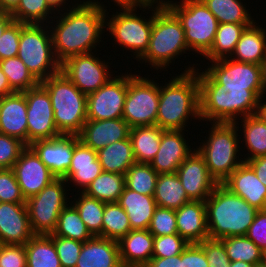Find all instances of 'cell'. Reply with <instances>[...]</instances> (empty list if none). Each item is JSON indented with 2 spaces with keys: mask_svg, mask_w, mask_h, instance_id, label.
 Returning <instances> with one entry per match:
<instances>
[{
  "mask_svg": "<svg viewBox=\"0 0 266 267\" xmlns=\"http://www.w3.org/2000/svg\"><path fill=\"white\" fill-rule=\"evenodd\" d=\"M185 68L180 75L159 85L156 125L164 130H186L189 117L200 119L199 81L196 67ZM186 124V125H185Z\"/></svg>",
  "mask_w": 266,
  "mask_h": 267,
  "instance_id": "cell-3",
  "label": "cell"
},
{
  "mask_svg": "<svg viewBox=\"0 0 266 267\" xmlns=\"http://www.w3.org/2000/svg\"><path fill=\"white\" fill-rule=\"evenodd\" d=\"M159 83L127 72V95L122 118L130 128L156 125Z\"/></svg>",
  "mask_w": 266,
  "mask_h": 267,
  "instance_id": "cell-11",
  "label": "cell"
},
{
  "mask_svg": "<svg viewBox=\"0 0 266 267\" xmlns=\"http://www.w3.org/2000/svg\"><path fill=\"white\" fill-rule=\"evenodd\" d=\"M68 0H46L48 5L57 13V12H62L63 10H66L67 2ZM66 5V6H65ZM64 8H63V7ZM59 8V9H58ZM63 9V10H62Z\"/></svg>",
  "mask_w": 266,
  "mask_h": 267,
  "instance_id": "cell-62",
  "label": "cell"
},
{
  "mask_svg": "<svg viewBox=\"0 0 266 267\" xmlns=\"http://www.w3.org/2000/svg\"><path fill=\"white\" fill-rule=\"evenodd\" d=\"M129 133L130 126L123 118L87 120L78 137L85 146L98 151L111 143L127 139Z\"/></svg>",
  "mask_w": 266,
  "mask_h": 267,
  "instance_id": "cell-22",
  "label": "cell"
},
{
  "mask_svg": "<svg viewBox=\"0 0 266 267\" xmlns=\"http://www.w3.org/2000/svg\"><path fill=\"white\" fill-rule=\"evenodd\" d=\"M189 243L179 234L154 236L152 257L168 258L181 254Z\"/></svg>",
  "mask_w": 266,
  "mask_h": 267,
  "instance_id": "cell-48",
  "label": "cell"
},
{
  "mask_svg": "<svg viewBox=\"0 0 266 267\" xmlns=\"http://www.w3.org/2000/svg\"><path fill=\"white\" fill-rule=\"evenodd\" d=\"M48 92L58 131L78 135L87 121V95L82 93L61 71L40 82Z\"/></svg>",
  "mask_w": 266,
  "mask_h": 267,
  "instance_id": "cell-7",
  "label": "cell"
},
{
  "mask_svg": "<svg viewBox=\"0 0 266 267\" xmlns=\"http://www.w3.org/2000/svg\"><path fill=\"white\" fill-rule=\"evenodd\" d=\"M0 202L26 203L12 168L0 169Z\"/></svg>",
  "mask_w": 266,
  "mask_h": 267,
  "instance_id": "cell-50",
  "label": "cell"
},
{
  "mask_svg": "<svg viewBox=\"0 0 266 267\" xmlns=\"http://www.w3.org/2000/svg\"><path fill=\"white\" fill-rule=\"evenodd\" d=\"M144 267H180V254L168 258L152 257Z\"/></svg>",
  "mask_w": 266,
  "mask_h": 267,
  "instance_id": "cell-57",
  "label": "cell"
},
{
  "mask_svg": "<svg viewBox=\"0 0 266 267\" xmlns=\"http://www.w3.org/2000/svg\"><path fill=\"white\" fill-rule=\"evenodd\" d=\"M125 188V175L103 171L83 191L104 203L117 202Z\"/></svg>",
  "mask_w": 266,
  "mask_h": 267,
  "instance_id": "cell-36",
  "label": "cell"
},
{
  "mask_svg": "<svg viewBox=\"0 0 266 267\" xmlns=\"http://www.w3.org/2000/svg\"><path fill=\"white\" fill-rule=\"evenodd\" d=\"M246 236L262 251L266 249V209L258 210Z\"/></svg>",
  "mask_w": 266,
  "mask_h": 267,
  "instance_id": "cell-54",
  "label": "cell"
},
{
  "mask_svg": "<svg viewBox=\"0 0 266 267\" xmlns=\"http://www.w3.org/2000/svg\"><path fill=\"white\" fill-rule=\"evenodd\" d=\"M56 178H63L74 153V135L37 140L28 145Z\"/></svg>",
  "mask_w": 266,
  "mask_h": 267,
  "instance_id": "cell-19",
  "label": "cell"
},
{
  "mask_svg": "<svg viewBox=\"0 0 266 267\" xmlns=\"http://www.w3.org/2000/svg\"><path fill=\"white\" fill-rule=\"evenodd\" d=\"M263 98L260 99L259 104L257 106L256 115L260 117V119L266 123V102L261 103Z\"/></svg>",
  "mask_w": 266,
  "mask_h": 267,
  "instance_id": "cell-63",
  "label": "cell"
},
{
  "mask_svg": "<svg viewBox=\"0 0 266 267\" xmlns=\"http://www.w3.org/2000/svg\"><path fill=\"white\" fill-rule=\"evenodd\" d=\"M54 242L62 267H76L83 242L49 234Z\"/></svg>",
  "mask_w": 266,
  "mask_h": 267,
  "instance_id": "cell-47",
  "label": "cell"
},
{
  "mask_svg": "<svg viewBox=\"0 0 266 267\" xmlns=\"http://www.w3.org/2000/svg\"><path fill=\"white\" fill-rule=\"evenodd\" d=\"M180 267H209L203 248L190 243L180 254Z\"/></svg>",
  "mask_w": 266,
  "mask_h": 267,
  "instance_id": "cell-55",
  "label": "cell"
},
{
  "mask_svg": "<svg viewBox=\"0 0 266 267\" xmlns=\"http://www.w3.org/2000/svg\"><path fill=\"white\" fill-rule=\"evenodd\" d=\"M117 203L128 215L132 230H145L149 228L154 210L157 207L153 195H143L125 186Z\"/></svg>",
  "mask_w": 266,
  "mask_h": 267,
  "instance_id": "cell-29",
  "label": "cell"
},
{
  "mask_svg": "<svg viewBox=\"0 0 266 267\" xmlns=\"http://www.w3.org/2000/svg\"><path fill=\"white\" fill-rule=\"evenodd\" d=\"M27 267H62L50 235L35 234L26 244Z\"/></svg>",
  "mask_w": 266,
  "mask_h": 267,
  "instance_id": "cell-34",
  "label": "cell"
},
{
  "mask_svg": "<svg viewBox=\"0 0 266 267\" xmlns=\"http://www.w3.org/2000/svg\"><path fill=\"white\" fill-rule=\"evenodd\" d=\"M10 87L6 74L0 68V97L14 93Z\"/></svg>",
  "mask_w": 266,
  "mask_h": 267,
  "instance_id": "cell-58",
  "label": "cell"
},
{
  "mask_svg": "<svg viewBox=\"0 0 266 267\" xmlns=\"http://www.w3.org/2000/svg\"><path fill=\"white\" fill-rule=\"evenodd\" d=\"M76 267H123L118 241L93 236L83 243Z\"/></svg>",
  "mask_w": 266,
  "mask_h": 267,
  "instance_id": "cell-27",
  "label": "cell"
},
{
  "mask_svg": "<svg viewBox=\"0 0 266 267\" xmlns=\"http://www.w3.org/2000/svg\"><path fill=\"white\" fill-rule=\"evenodd\" d=\"M199 81L200 122L234 123L248 115L256 114L263 90L226 88L206 70H195ZM238 118V119H237Z\"/></svg>",
  "mask_w": 266,
  "mask_h": 267,
  "instance_id": "cell-2",
  "label": "cell"
},
{
  "mask_svg": "<svg viewBox=\"0 0 266 267\" xmlns=\"http://www.w3.org/2000/svg\"><path fill=\"white\" fill-rule=\"evenodd\" d=\"M131 230L125 210L117 202L105 203L102 237L119 241Z\"/></svg>",
  "mask_w": 266,
  "mask_h": 267,
  "instance_id": "cell-41",
  "label": "cell"
},
{
  "mask_svg": "<svg viewBox=\"0 0 266 267\" xmlns=\"http://www.w3.org/2000/svg\"><path fill=\"white\" fill-rule=\"evenodd\" d=\"M78 198L71 201V204L77 209L82 221L92 236L102 237V222L105 203L92 198L82 191Z\"/></svg>",
  "mask_w": 266,
  "mask_h": 267,
  "instance_id": "cell-39",
  "label": "cell"
},
{
  "mask_svg": "<svg viewBox=\"0 0 266 267\" xmlns=\"http://www.w3.org/2000/svg\"><path fill=\"white\" fill-rule=\"evenodd\" d=\"M14 21L10 12L0 10V36Z\"/></svg>",
  "mask_w": 266,
  "mask_h": 267,
  "instance_id": "cell-59",
  "label": "cell"
},
{
  "mask_svg": "<svg viewBox=\"0 0 266 267\" xmlns=\"http://www.w3.org/2000/svg\"><path fill=\"white\" fill-rule=\"evenodd\" d=\"M27 102V146L62 135L56 125L48 92L39 84L23 92Z\"/></svg>",
  "mask_w": 266,
  "mask_h": 267,
  "instance_id": "cell-14",
  "label": "cell"
},
{
  "mask_svg": "<svg viewBox=\"0 0 266 267\" xmlns=\"http://www.w3.org/2000/svg\"><path fill=\"white\" fill-rule=\"evenodd\" d=\"M0 267H27L25 245L0 244Z\"/></svg>",
  "mask_w": 266,
  "mask_h": 267,
  "instance_id": "cell-53",
  "label": "cell"
},
{
  "mask_svg": "<svg viewBox=\"0 0 266 267\" xmlns=\"http://www.w3.org/2000/svg\"><path fill=\"white\" fill-rule=\"evenodd\" d=\"M254 22L243 31L231 59L261 65L266 59V30ZM257 25V26H256Z\"/></svg>",
  "mask_w": 266,
  "mask_h": 267,
  "instance_id": "cell-30",
  "label": "cell"
},
{
  "mask_svg": "<svg viewBox=\"0 0 266 267\" xmlns=\"http://www.w3.org/2000/svg\"><path fill=\"white\" fill-rule=\"evenodd\" d=\"M158 175L150 164L136 162L125 174V186L143 195H154Z\"/></svg>",
  "mask_w": 266,
  "mask_h": 267,
  "instance_id": "cell-45",
  "label": "cell"
},
{
  "mask_svg": "<svg viewBox=\"0 0 266 267\" xmlns=\"http://www.w3.org/2000/svg\"><path fill=\"white\" fill-rule=\"evenodd\" d=\"M17 56L39 82L60 72L48 24L21 23Z\"/></svg>",
  "mask_w": 266,
  "mask_h": 267,
  "instance_id": "cell-10",
  "label": "cell"
},
{
  "mask_svg": "<svg viewBox=\"0 0 266 267\" xmlns=\"http://www.w3.org/2000/svg\"><path fill=\"white\" fill-rule=\"evenodd\" d=\"M103 171L126 174L136 163L130 138L116 141L97 151Z\"/></svg>",
  "mask_w": 266,
  "mask_h": 267,
  "instance_id": "cell-31",
  "label": "cell"
},
{
  "mask_svg": "<svg viewBox=\"0 0 266 267\" xmlns=\"http://www.w3.org/2000/svg\"><path fill=\"white\" fill-rule=\"evenodd\" d=\"M255 267H266V265H265V264H262V263H260V264H257Z\"/></svg>",
  "mask_w": 266,
  "mask_h": 267,
  "instance_id": "cell-67",
  "label": "cell"
},
{
  "mask_svg": "<svg viewBox=\"0 0 266 267\" xmlns=\"http://www.w3.org/2000/svg\"><path fill=\"white\" fill-rule=\"evenodd\" d=\"M55 13L46 0H20L11 15L16 22L45 25L49 24ZM50 14H54L53 17Z\"/></svg>",
  "mask_w": 266,
  "mask_h": 267,
  "instance_id": "cell-44",
  "label": "cell"
},
{
  "mask_svg": "<svg viewBox=\"0 0 266 267\" xmlns=\"http://www.w3.org/2000/svg\"><path fill=\"white\" fill-rule=\"evenodd\" d=\"M0 133L27 145V102L23 92L0 97Z\"/></svg>",
  "mask_w": 266,
  "mask_h": 267,
  "instance_id": "cell-25",
  "label": "cell"
},
{
  "mask_svg": "<svg viewBox=\"0 0 266 267\" xmlns=\"http://www.w3.org/2000/svg\"><path fill=\"white\" fill-rule=\"evenodd\" d=\"M102 166L97 158V151L85 146L78 135H74V153L71 159L70 168L63 179L73 186H77L82 192L101 173ZM69 181V182H68ZM81 187V188H80Z\"/></svg>",
  "mask_w": 266,
  "mask_h": 267,
  "instance_id": "cell-23",
  "label": "cell"
},
{
  "mask_svg": "<svg viewBox=\"0 0 266 267\" xmlns=\"http://www.w3.org/2000/svg\"><path fill=\"white\" fill-rule=\"evenodd\" d=\"M112 1V0H111ZM152 0H113L116 6L124 7V6H141L146 3H149Z\"/></svg>",
  "mask_w": 266,
  "mask_h": 267,
  "instance_id": "cell-60",
  "label": "cell"
},
{
  "mask_svg": "<svg viewBox=\"0 0 266 267\" xmlns=\"http://www.w3.org/2000/svg\"><path fill=\"white\" fill-rule=\"evenodd\" d=\"M261 76L264 94H266V59L261 64Z\"/></svg>",
  "mask_w": 266,
  "mask_h": 267,
  "instance_id": "cell-64",
  "label": "cell"
},
{
  "mask_svg": "<svg viewBox=\"0 0 266 267\" xmlns=\"http://www.w3.org/2000/svg\"><path fill=\"white\" fill-rule=\"evenodd\" d=\"M0 68L15 92H24L40 84L18 56L0 60Z\"/></svg>",
  "mask_w": 266,
  "mask_h": 267,
  "instance_id": "cell-42",
  "label": "cell"
},
{
  "mask_svg": "<svg viewBox=\"0 0 266 267\" xmlns=\"http://www.w3.org/2000/svg\"><path fill=\"white\" fill-rule=\"evenodd\" d=\"M252 24L220 23L211 49L203 56L210 62L230 58L245 28Z\"/></svg>",
  "mask_w": 266,
  "mask_h": 267,
  "instance_id": "cell-35",
  "label": "cell"
},
{
  "mask_svg": "<svg viewBox=\"0 0 266 267\" xmlns=\"http://www.w3.org/2000/svg\"><path fill=\"white\" fill-rule=\"evenodd\" d=\"M245 162L253 169L258 179L266 186V155Z\"/></svg>",
  "mask_w": 266,
  "mask_h": 267,
  "instance_id": "cell-56",
  "label": "cell"
},
{
  "mask_svg": "<svg viewBox=\"0 0 266 267\" xmlns=\"http://www.w3.org/2000/svg\"><path fill=\"white\" fill-rule=\"evenodd\" d=\"M210 63L205 70L223 87L263 90L261 65L238 62L231 58Z\"/></svg>",
  "mask_w": 266,
  "mask_h": 267,
  "instance_id": "cell-16",
  "label": "cell"
},
{
  "mask_svg": "<svg viewBox=\"0 0 266 267\" xmlns=\"http://www.w3.org/2000/svg\"><path fill=\"white\" fill-rule=\"evenodd\" d=\"M243 123V141H245L246 149L248 150V155L241 158L245 161L266 155V123H264L258 115H248L241 119Z\"/></svg>",
  "mask_w": 266,
  "mask_h": 267,
  "instance_id": "cell-37",
  "label": "cell"
},
{
  "mask_svg": "<svg viewBox=\"0 0 266 267\" xmlns=\"http://www.w3.org/2000/svg\"><path fill=\"white\" fill-rule=\"evenodd\" d=\"M262 264L266 265V249L262 251Z\"/></svg>",
  "mask_w": 266,
  "mask_h": 267,
  "instance_id": "cell-66",
  "label": "cell"
},
{
  "mask_svg": "<svg viewBox=\"0 0 266 267\" xmlns=\"http://www.w3.org/2000/svg\"><path fill=\"white\" fill-rule=\"evenodd\" d=\"M208 237L246 236L258 209L218 184L205 201Z\"/></svg>",
  "mask_w": 266,
  "mask_h": 267,
  "instance_id": "cell-4",
  "label": "cell"
},
{
  "mask_svg": "<svg viewBox=\"0 0 266 267\" xmlns=\"http://www.w3.org/2000/svg\"><path fill=\"white\" fill-rule=\"evenodd\" d=\"M163 131L157 125L130 128L129 138L137 163L150 164L159 150Z\"/></svg>",
  "mask_w": 266,
  "mask_h": 267,
  "instance_id": "cell-32",
  "label": "cell"
},
{
  "mask_svg": "<svg viewBox=\"0 0 266 267\" xmlns=\"http://www.w3.org/2000/svg\"><path fill=\"white\" fill-rule=\"evenodd\" d=\"M154 236L145 230H131L118 241L123 267H144L152 258Z\"/></svg>",
  "mask_w": 266,
  "mask_h": 267,
  "instance_id": "cell-28",
  "label": "cell"
},
{
  "mask_svg": "<svg viewBox=\"0 0 266 267\" xmlns=\"http://www.w3.org/2000/svg\"><path fill=\"white\" fill-rule=\"evenodd\" d=\"M108 63L99 59L98 55L96 57L93 52L80 54L61 63L60 71L82 93L88 95L97 91L114 76L110 72Z\"/></svg>",
  "mask_w": 266,
  "mask_h": 267,
  "instance_id": "cell-13",
  "label": "cell"
},
{
  "mask_svg": "<svg viewBox=\"0 0 266 267\" xmlns=\"http://www.w3.org/2000/svg\"><path fill=\"white\" fill-rule=\"evenodd\" d=\"M256 265L244 262V261H234L230 263V267H255Z\"/></svg>",
  "mask_w": 266,
  "mask_h": 267,
  "instance_id": "cell-65",
  "label": "cell"
},
{
  "mask_svg": "<svg viewBox=\"0 0 266 267\" xmlns=\"http://www.w3.org/2000/svg\"><path fill=\"white\" fill-rule=\"evenodd\" d=\"M26 147L20 139L0 133V169L13 168Z\"/></svg>",
  "mask_w": 266,
  "mask_h": 267,
  "instance_id": "cell-49",
  "label": "cell"
},
{
  "mask_svg": "<svg viewBox=\"0 0 266 267\" xmlns=\"http://www.w3.org/2000/svg\"><path fill=\"white\" fill-rule=\"evenodd\" d=\"M67 182L56 178L37 195L26 200L30 226L34 234L49 235L56 228L58 217L69 204Z\"/></svg>",
  "mask_w": 266,
  "mask_h": 267,
  "instance_id": "cell-12",
  "label": "cell"
},
{
  "mask_svg": "<svg viewBox=\"0 0 266 267\" xmlns=\"http://www.w3.org/2000/svg\"><path fill=\"white\" fill-rule=\"evenodd\" d=\"M198 244L205 252L209 267H230L231 261L220 240L207 239Z\"/></svg>",
  "mask_w": 266,
  "mask_h": 267,
  "instance_id": "cell-52",
  "label": "cell"
},
{
  "mask_svg": "<svg viewBox=\"0 0 266 267\" xmlns=\"http://www.w3.org/2000/svg\"><path fill=\"white\" fill-rule=\"evenodd\" d=\"M112 77L97 91L87 95V120L122 118L127 95V73Z\"/></svg>",
  "mask_w": 266,
  "mask_h": 267,
  "instance_id": "cell-15",
  "label": "cell"
},
{
  "mask_svg": "<svg viewBox=\"0 0 266 267\" xmlns=\"http://www.w3.org/2000/svg\"><path fill=\"white\" fill-rule=\"evenodd\" d=\"M156 1H150L144 5L139 6L140 10L144 12L152 11L149 18L137 12L138 6H124L120 7L119 12L113 14L111 18L108 16L109 12L106 9V29L109 31L118 46L122 47L123 51L131 50L134 52L135 59L139 60L148 50L151 32L153 28V18L155 15ZM122 11V12H121ZM109 18V19H108Z\"/></svg>",
  "mask_w": 266,
  "mask_h": 267,
  "instance_id": "cell-8",
  "label": "cell"
},
{
  "mask_svg": "<svg viewBox=\"0 0 266 267\" xmlns=\"http://www.w3.org/2000/svg\"><path fill=\"white\" fill-rule=\"evenodd\" d=\"M184 130H164L160 147L150 166L158 174L176 173L181 163L194 151L185 139Z\"/></svg>",
  "mask_w": 266,
  "mask_h": 267,
  "instance_id": "cell-21",
  "label": "cell"
},
{
  "mask_svg": "<svg viewBox=\"0 0 266 267\" xmlns=\"http://www.w3.org/2000/svg\"><path fill=\"white\" fill-rule=\"evenodd\" d=\"M220 23L253 24L256 20L242 0H201Z\"/></svg>",
  "mask_w": 266,
  "mask_h": 267,
  "instance_id": "cell-38",
  "label": "cell"
},
{
  "mask_svg": "<svg viewBox=\"0 0 266 267\" xmlns=\"http://www.w3.org/2000/svg\"><path fill=\"white\" fill-rule=\"evenodd\" d=\"M176 174L192 201H206L214 188L218 185L210 175L203 157L194 151L181 163Z\"/></svg>",
  "mask_w": 266,
  "mask_h": 267,
  "instance_id": "cell-17",
  "label": "cell"
},
{
  "mask_svg": "<svg viewBox=\"0 0 266 267\" xmlns=\"http://www.w3.org/2000/svg\"><path fill=\"white\" fill-rule=\"evenodd\" d=\"M153 198L158 207L173 210L191 201L176 173L158 175Z\"/></svg>",
  "mask_w": 266,
  "mask_h": 267,
  "instance_id": "cell-33",
  "label": "cell"
},
{
  "mask_svg": "<svg viewBox=\"0 0 266 267\" xmlns=\"http://www.w3.org/2000/svg\"><path fill=\"white\" fill-rule=\"evenodd\" d=\"M21 22L14 21L0 36V60L18 55Z\"/></svg>",
  "mask_w": 266,
  "mask_h": 267,
  "instance_id": "cell-51",
  "label": "cell"
},
{
  "mask_svg": "<svg viewBox=\"0 0 266 267\" xmlns=\"http://www.w3.org/2000/svg\"><path fill=\"white\" fill-rule=\"evenodd\" d=\"M188 50L180 20L163 2L156 1L149 47L138 61L161 71Z\"/></svg>",
  "mask_w": 266,
  "mask_h": 267,
  "instance_id": "cell-5",
  "label": "cell"
},
{
  "mask_svg": "<svg viewBox=\"0 0 266 267\" xmlns=\"http://www.w3.org/2000/svg\"><path fill=\"white\" fill-rule=\"evenodd\" d=\"M78 2L79 0L72 8L71 5L69 9L66 8V12H58L59 16L54 17L57 20L52 19L48 24L53 51L60 64L72 56L92 53V50L102 42L101 36L106 29L104 27H106L107 6L105 7L103 2L100 3L98 0Z\"/></svg>",
  "mask_w": 266,
  "mask_h": 267,
  "instance_id": "cell-1",
  "label": "cell"
},
{
  "mask_svg": "<svg viewBox=\"0 0 266 267\" xmlns=\"http://www.w3.org/2000/svg\"><path fill=\"white\" fill-rule=\"evenodd\" d=\"M148 231L153 236L178 234L175 210L157 206Z\"/></svg>",
  "mask_w": 266,
  "mask_h": 267,
  "instance_id": "cell-46",
  "label": "cell"
},
{
  "mask_svg": "<svg viewBox=\"0 0 266 267\" xmlns=\"http://www.w3.org/2000/svg\"><path fill=\"white\" fill-rule=\"evenodd\" d=\"M222 185L256 209H266V186L246 162L237 167Z\"/></svg>",
  "mask_w": 266,
  "mask_h": 267,
  "instance_id": "cell-24",
  "label": "cell"
},
{
  "mask_svg": "<svg viewBox=\"0 0 266 267\" xmlns=\"http://www.w3.org/2000/svg\"><path fill=\"white\" fill-rule=\"evenodd\" d=\"M163 3L180 20L189 51L204 56L211 49L219 25L213 13L201 0H165Z\"/></svg>",
  "mask_w": 266,
  "mask_h": 267,
  "instance_id": "cell-9",
  "label": "cell"
},
{
  "mask_svg": "<svg viewBox=\"0 0 266 267\" xmlns=\"http://www.w3.org/2000/svg\"><path fill=\"white\" fill-rule=\"evenodd\" d=\"M178 234L189 244L209 239L205 201H190L175 210Z\"/></svg>",
  "mask_w": 266,
  "mask_h": 267,
  "instance_id": "cell-26",
  "label": "cell"
},
{
  "mask_svg": "<svg viewBox=\"0 0 266 267\" xmlns=\"http://www.w3.org/2000/svg\"><path fill=\"white\" fill-rule=\"evenodd\" d=\"M54 235L86 242L93 236L82 221L77 209L69 202L58 217Z\"/></svg>",
  "mask_w": 266,
  "mask_h": 267,
  "instance_id": "cell-40",
  "label": "cell"
},
{
  "mask_svg": "<svg viewBox=\"0 0 266 267\" xmlns=\"http://www.w3.org/2000/svg\"><path fill=\"white\" fill-rule=\"evenodd\" d=\"M234 123L212 122L208 138L195 148L203 157L210 175L218 184H222L244 160L239 159L240 127ZM238 131V132H237ZM239 137V138H238ZM239 155H238V154ZM238 155V156H237Z\"/></svg>",
  "mask_w": 266,
  "mask_h": 267,
  "instance_id": "cell-6",
  "label": "cell"
},
{
  "mask_svg": "<svg viewBox=\"0 0 266 267\" xmlns=\"http://www.w3.org/2000/svg\"><path fill=\"white\" fill-rule=\"evenodd\" d=\"M19 1L20 0H0V10L11 13L19 4Z\"/></svg>",
  "mask_w": 266,
  "mask_h": 267,
  "instance_id": "cell-61",
  "label": "cell"
},
{
  "mask_svg": "<svg viewBox=\"0 0 266 267\" xmlns=\"http://www.w3.org/2000/svg\"><path fill=\"white\" fill-rule=\"evenodd\" d=\"M12 169L25 200L37 195L56 179L29 146L21 152Z\"/></svg>",
  "mask_w": 266,
  "mask_h": 267,
  "instance_id": "cell-18",
  "label": "cell"
},
{
  "mask_svg": "<svg viewBox=\"0 0 266 267\" xmlns=\"http://www.w3.org/2000/svg\"><path fill=\"white\" fill-rule=\"evenodd\" d=\"M220 241L231 262L244 261L253 265L262 262V250L247 236H230Z\"/></svg>",
  "mask_w": 266,
  "mask_h": 267,
  "instance_id": "cell-43",
  "label": "cell"
},
{
  "mask_svg": "<svg viewBox=\"0 0 266 267\" xmlns=\"http://www.w3.org/2000/svg\"><path fill=\"white\" fill-rule=\"evenodd\" d=\"M34 235L26 203L0 202V244L25 245Z\"/></svg>",
  "mask_w": 266,
  "mask_h": 267,
  "instance_id": "cell-20",
  "label": "cell"
}]
</instances>
